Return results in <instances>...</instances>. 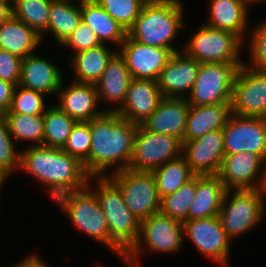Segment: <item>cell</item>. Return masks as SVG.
Segmentation results:
<instances>
[{"instance_id":"1","label":"cell","mask_w":266,"mask_h":267,"mask_svg":"<svg viewBox=\"0 0 266 267\" xmlns=\"http://www.w3.org/2000/svg\"><path fill=\"white\" fill-rule=\"evenodd\" d=\"M138 125L121 117L115 111H106L90 121L91 148L83 164L90 177H105L108 168L114 172L129 169L134 138ZM118 164V165H117Z\"/></svg>"},{"instance_id":"2","label":"cell","mask_w":266,"mask_h":267,"mask_svg":"<svg viewBox=\"0 0 266 267\" xmlns=\"http://www.w3.org/2000/svg\"><path fill=\"white\" fill-rule=\"evenodd\" d=\"M46 184L52 198L87 187L90 176L76 157L61 148L35 145L21 151L20 169Z\"/></svg>"},{"instance_id":"3","label":"cell","mask_w":266,"mask_h":267,"mask_svg":"<svg viewBox=\"0 0 266 267\" xmlns=\"http://www.w3.org/2000/svg\"><path fill=\"white\" fill-rule=\"evenodd\" d=\"M183 4L180 0L146 2L127 35L139 43L163 47L177 52L171 46L183 25Z\"/></svg>"},{"instance_id":"4","label":"cell","mask_w":266,"mask_h":267,"mask_svg":"<svg viewBox=\"0 0 266 267\" xmlns=\"http://www.w3.org/2000/svg\"><path fill=\"white\" fill-rule=\"evenodd\" d=\"M88 185L80 191L68 192L55 199L58 205L68 214L74 227L92 237L95 241L112 249L124 259L126 252L111 238L107 219L101 209L97 196ZM90 185V186H89Z\"/></svg>"},{"instance_id":"5","label":"cell","mask_w":266,"mask_h":267,"mask_svg":"<svg viewBox=\"0 0 266 267\" xmlns=\"http://www.w3.org/2000/svg\"><path fill=\"white\" fill-rule=\"evenodd\" d=\"M92 178L97 180L92 192L107 219L110 236L127 253L139 238L141 220L126 206L119 188L107 176Z\"/></svg>"},{"instance_id":"6","label":"cell","mask_w":266,"mask_h":267,"mask_svg":"<svg viewBox=\"0 0 266 267\" xmlns=\"http://www.w3.org/2000/svg\"><path fill=\"white\" fill-rule=\"evenodd\" d=\"M183 233V222L161 212L153 214L141 220L139 238L123 260L130 267H139L138 262L142 256L140 254L143 245L153 252L174 253L180 250L183 245Z\"/></svg>"},{"instance_id":"7","label":"cell","mask_w":266,"mask_h":267,"mask_svg":"<svg viewBox=\"0 0 266 267\" xmlns=\"http://www.w3.org/2000/svg\"><path fill=\"white\" fill-rule=\"evenodd\" d=\"M264 195L261 189L226 190L218 217L231 240L248 232L263 219Z\"/></svg>"},{"instance_id":"8","label":"cell","mask_w":266,"mask_h":267,"mask_svg":"<svg viewBox=\"0 0 266 267\" xmlns=\"http://www.w3.org/2000/svg\"><path fill=\"white\" fill-rule=\"evenodd\" d=\"M107 177L119 188L126 206L139 220L160 212L161 198L153 172L124 169Z\"/></svg>"},{"instance_id":"9","label":"cell","mask_w":266,"mask_h":267,"mask_svg":"<svg viewBox=\"0 0 266 267\" xmlns=\"http://www.w3.org/2000/svg\"><path fill=\"white\" fill-rule=\"evenodd\" d=\"M243 63H202L191 92L189 105L231 104L234 79Z\"/></svg>"},{"instance_id":"10","label":"cell","mask_w":266,"mask_h":267,"mask_svg":"<svg viewBox=\"0 0 266 267\" xmlns=\"http://www.w3.org/2000/svg\"><path fill=\"white\" fill-rule=\"evenodd\" d=\"M242 41L232 32L202 24L189 38L185 53L202 63H244L239 59Z\"/></svg>"},{"instance_id":"11","label":"cell","mask_w":266,"mask_h":267,"mask_svg":"<svg viewBox=\"0 0 266 267\" xmlns=\"http://www.w3.org/2000/svg\"><path fill=\"white\" fill-rule=\"evenodd\" d=\"M182 155V141L177 137L146 130L138 125L129 169L153 172L164 163Z\"/></svg>"},{"instance_id":"12","label":"cell","mask_w":266,"mask_h":267,"mask_svg":"<svg viewBox=\"0 0 266 267\" xmlns=\"http://www.w3.org/2000/svg\"><path fill=\"white\" fill-rule=\"evenodd\" d=\"M246 64L244 61L234 79L232 113L266 118V70H254Z\"/></svg>"},{"instance_id":"13","label":"cell","mask_w":266,"mask_h":267,"mask_svg":"<svg viewBox=\"0 0 266 267\" xmlns=\"http://www.w3.org/2000/svg\"><path fill=\"white\" fill-rule=\"evenodd\" d=\"M224 153H255L266 159V118L231 114L223 128Z\"/></svg>"},{"instance_id":"14","label":"cell","mask_w":266,"mask_h":267,"mask_svg":"<svg viewBox=\"0 0 266 267\" xmlns=\"http://www.w3.org/2000/svg\"><path fill=\"white\" fill-rule=\"evenodd\" d=\"M184 235L189 237L199 253L223 267L228 264L231 239L222 228L218 216L184 221Z\"/></svg>"},{"instance_id":"15","label":"cell","mask_w":266,"mask_h":267,"mask_svg":"<svg viewBox=\"0 0 266 267\" xmlns=\"http://www.w3.org/2000/svg\"><path fill=\"white\" fill-rule=\"evenodd\" d=\"M264 164L265 160L255 153L225 154L217 176L226 190L260 189Z\"/></svg>"},{"instance_id":"16","label":"cell","mask_w":266,"mask_h":267,"mask_svg":"<svg viewBox=\"0 0 266 267\" xmlns=\"http://www.w3.org/2000/svg\"><path fill=\"white\" fill-rule=\"evenodd\" d=\"M182 156L194 175H217L225 156L223 129L182 142Z\"/></svg>"},{"instance_id":"17","label":"cell","mask_w":266,"mask_h":267,"mask_svg":"<svg viewBox=\"0 0 266 267\" xmlns=\"http://www.w3.org/2000/svg\"><path fill=\"white\" fill-rule=\"evenodd\" d=\"M119 48L133 78L155 81L174 53L172 49L143 45L128 35Z\"/></svg>"},{"instance_id":"18","label":"cell","mask_w":266,"mask_h":267,"mask_svg":"<svg viewBox=\"0 0 266 267\" xmlns=\"http://www.w3.org/2000/svg\"><path fill=\"white\" fill-rule=\"evenodd\" d=\"M162 98L157 81L133 78L123 104L107 111H115L126 120L141 125L157 109Z\"/></svg>"},{"instance_id":"19","label":"cell","mask_w":266,"mask_h":267,"mask_svg":"<svg viewBox=\"0 0 266 267\" xmlns=\"http://www.w3.org/2000/svg\"><path fill=\"white\" fill-rule=\"evenodd\" d=\"M199 68L200 63L184 51L174 52L157 79L163 97L186 98L196 82Z\"/></svg>"},{"instance_id":"20","label":"cell","mask_w":266,"mask_h":267,"mask_svg":"<svg viewBox=\"0 0 266 267\" xmlns=\"http://www.w3.org/2000/svg\"><path fill=\"white\" fill-rule=\"evenodd\" d=\"M189 107L186 98L163 97L157 109L141 125L150 132L177 137L184 142Z\"/></svg>"},{"instance_id":"21","label":"cell","mask_w":266,"mask_h":267,"mask_svg":"<svg viewBox=\"0 0 266 267\" xmlns=\"http://www.w3.org/2000/svg\"><path fill=\"white\" fill-rule=\"evenodd\" d=\"M59 107L76 122H89L102 116L107 110L96 111L99 103L95 84L72 81L68 87L61 86L57 92Z\"/></svg>"},{"instance_id":"22","label":"cell","mask_w":266,"mask_h":267,"mask_svg":"<svg viewBox=\"0 0 266 267\" xmlns=\"http://www.w3.org/2000/svg\"><path fill=\"white\" fill-rule=\"evenodd\" d=\"M62 81L61 71L49 60L35 54L22 58L20 86L49 95L57 94Z\"/></svg>"},{"instance_id":"23","label":"cell","mask_w":266,"mask_h":267,"mask_svg":"<svg viewBox=\"0 0 266 267\" xmlns=\"http://www.w3.org/2000/svg\"><path fill=\"white\" fill-rule=\"evenodd\" d=\"M209 22L205 25L234 33L242 41L248 25V7L253 0H210Z\"/></svg>"},{"instance_id":"24","label":"cell","mask_w":266,"mask_h":267,"mask_svg":"<svg viewBox=\"0 0 266 267\" xmlns=\"http://www.w3.org/2000/svg\"><path fill=\"white\" fill-rule=\"evenodd\" d=\"M132 75L119 50L109 60L101 78L95 83L98 99L122 105L125 101Z\"/></svg>"},{"instance_id":"25","label":"cell","mask_w":266,"mask_h":267,"mask_svg":"<svg viewBox=\"0 0 266 267\" xmlns=\"http://www.w3.org/2000/svg\"><path fill=\"white\" fill-rule=\"evenodd\" d=\"M225 192V185L217 175L196 176V193L187 221L218 216Z\"/></svg>"},{"instance_id":"26","label":"cell","mask_w":266,"mask_h":267,"mask_svg":"<svg viewBox=\"0 0 266 267\" xmlns=\"http://www.w3.org/2000/svg\"><path fill=\"white\" fill-rule=\"evenodd\" d=\"M231 114V104L190 105L185 141L197 139L210 131L223 129Z\"/></svg>"},{"instance_id":"27","label":"cell","mask_w":266,"mask_h":267,"mask_svg":"<svg viewBox=\"0 0 266 267\" xmlns=\"http://www.w3.org/2000/svg\"><path fill=\"white\" fill-rule=\"evenodd\" d=\"M82 21L89 25L101 44L111 41L121 46L127 31L94 0H80Z\"/></svg>"},{"instance_id":"28","label":"cell","mask_w":266,"mask_h":267,"mask_svg":"<svg viewBox=\"0 0 266 267\" xmlns=\"http://www.w3.org/2000/svg\"><path fill=\"white\" fill-rule=\"evenodd\" d=\"M40 43L41 35L13 16L0 26V49L21 58L34 54Z\"/></svg>"},{"instance_id":"29","label":"cell","mask_w":266,"mask_h":267,"mask_svg":"<svg viewBox=\"0 0 266 267\" xmlns=\"http://www.w3.org/2000/svg\"><path fill=\"white\" fill-rule=\"evenodd\" d=\"M117 51L109 50L106 44L75 53L71 66L76 82L95 84L105 71L109 60Z\"/></svg>"},{"instance_id":"30","label":"cell","mask_w":266,"mask_h":267,"mask_svg":"<svg viewBox=\"0 0 266 267\" xmlns=\"http://www.w3.org/2000/svg\"><path fill=\"white\" fill-rule=\"evenodd\" d=\"M73 0H52L46 33H52L61 45L78 28L82 21L81 5Z\"/></svg>"},{"instance_id":"31","label":"cell","mask_w":266,"mask_h":267,"mask_svg":"<svg viewBox=\"0 0 266 267\" xmlns=\"http://www.w3.org/2000/svg\"><path fill=\"white\" fill-rule=\"evenodd\" d=\"M153 173L160 198L174 193L195 176L182 155L164 163Z\"/></svg>"},{"instance_id":"32","label":"cell","mask_w":266,"mask_h":267,"mask_svg":"<svg viewBox=\"0 0 266 267\" xmlns=\"http://www.w3.org/2000/svg\"><path fill=\"white\" fill-rule=\"evenodd\" d=\"M43 118L44 146L62 149L77 122L56 105H50Z\"/></svg>"},{"instance_id":"33","label":"cell","mask_w":266,"mask_h":267,"mask_svg":"<svg viewBox=\"0 0 266 267\" xmlns=\"http://www.w3.org/2000/svg\"><path fill=\"white\" fill-rule=\"evenodd\" d=\"M52 0H13V17L32 27L39 35L47 30Z\"/></svg>"},{"instance_id":"34","label":"cell","mask_w":266,"mask_h":267,"mask_svg":"<svg viewBox=\"0 0 266 267\" xmlns=\"http://www.w3.org/2000/svg\"><path fill=\"white\" fill-rule=\"evenodd\" d=\"M10 134L16 141H34L37 145H44V118L41 115H26L19 113H5Z\"/></svg>"},{"instance_id":"35","label":"cell","mask_w":266,"mask_h":267,"mask_svg":"<svg viewBox=\"0 0 266 267\" xmlns=\"http://www.w3.org/2000/svg\"><path fill=\"white\" fill-rule=\"evenodd\" d=\"M196 193V175L174 193L161 198V210L164 215L187 221L188 211Z\"/></svg>"},{"instance_id":"36","label":"cell","mask_w":266,"mask_h":267,"mask_svg":"<svg viewBox=\"0 0 266 267\" xmlns=\"http://www.w3.org/2000/svg\"><path fill=\"white\" fill-rule=\"evenodd\" d=\"M128 31L140 15L144 0H94Z\"/></svg>"},{"instance_id":"37","label":"cell","mask_w":266,"mask_h":267,"mask_svg":"<svg viewBox=\"0 0 266 267\" xmlns=\"http://www.w3.org/2000/svg\"><path fill=\"white\" fill-rule=\"evenodd\" d=\"M43 96L45 95L41 92L17 85L11 107L6 113H19L32 116L44 114L48 108L45 106V98Z\"/></svg>"},{"instance_id":"38","label":"cell","mask_w":266,"mask_h":267,"mask_svg":"<svg viewBox=\"0 0 266 267\" xmlns=\"http://www.w3.org/2000/svg\"><path fill=\"white\" fill-rule=\"evenodd\" d=\"M91 142L90 121L77 122L72 128L62 150L72 157H76L84 164L89 158Z\"/></svg>"},{"instance_id":"39","label":"cell","mask_w":266,"mask_h":267,"mask_svg":"<svg viewBox=\"0 0 266 267\" xmlns=\"http://www.w3.org/2000/svg\"><path fill=\"white\" fill-rule=\"evenodd\" d=\"M9 131L7 119L0 115V170L8 177L20 169L21 152L16 151V144Z\"/></svg>"},{"instance_id":"40","label":"cell","mask_w":266,"mask_h":267,"mask_svg":"<svg viewBox=\"0 0 266 267\" xmlns=\"http://www.w3.org/2000/svg\"><path fill=\"white\" fill-rule=\"evenodd\" d=\"M252 28L249 35L251 62L246 66L254 70H266V21Z\"/></svg>"},{"instance_id":"41","label":"cell","mask_w":266,"mask_h":267,"mask_svg":"<svg viewBox=\"0 0 266 267\" xmlns=\"http://www.w3.org/2000/svg\"><path fill=\"white\" fill-rule=\"evenodd\" d=\"M97 35L92 28L85 22L81 21L78 28L64 41L61 46L74 49V54L90 48L100 46Z\"/></svg>"},{"instance_id":"42","label":"cell","mask_w":266,"mask_h":267,"mask_svg":"<svg viewBox=\"0 0 266 267\" xmlns=\"http://www.w3.org/2000/svg\"><path fill=\"white\" fill-rule=\"evenodd\" d=\"M22 58L0 49V79L19 85Z\"/></svg>"},{"instance_id":"43","label":"cell","mask_w":266,"mask_h":267,"mask_svg":"<svg viewBox=\"0 0 266 267\" xmlns=\"http://www.w3.org/2000/svg\"><path fill=\"white\" fill-rule=\"evenodd\" d=\"M17 85L0 79V115H4L11 107Z\"/></svg>"},{"instance_id":"44","label":"cell","mask_w":266,"mask_h":267,"mask_svg":"<svg viewBox=\"0 0 266 267\" xmlns=\"http://www.w3.org/2000/svg\"><path fill=\"white\" fill-rule=\"evenodd\" d=\"M11 0H0V26L13 16Z\"/></svg>"},{"instance_id":"45","label":"cell","mask_w":266,"mask_h":267,"mask_svg":"<svg viewBox=\"0 0 266 267\" xmlns=\"http://www.w3.org/2000/svg\"><path fill=\"white\" fill-rule=\"evenodd\" d=\"M14 267H49L44 263L40 257L36 255H29L25 257L19 264H16Z\"/></svg>"},{"instance_id":"46","label":"cell","mask_w":266,"mask_h":267,"mask_svg":"<svg viewBox=\"0 0 266 267\" xmlns=\"http://www.w3.org/2000/svg\"><path fill=\"white\" fill-rule=\"evenodd\" d=\"M260 189L263 193H266V159H265V167H264V177H263V181H262V185Z\"/></svg>"},{"instance_id":"47","label":"cell","mask_w":266,"mask_h":267,"mask_svg":"<svg viewBox=\"0 0 266 267\" xmlns=\"http://www.w3.org/2000/svg\"><path fill=\"white\" fill-rule=\"evenodd\" d=\"M7 176L0 170V189L1 186L4 184V182L6 181Z\"/></svg>"},{"instance_id":"48","label":"cell","mask_w":266,"mask_h":267,"mask_svg":"<svg viewBox=\"0 0 266 267\" xmlns=\"http://www.w3.org/2000/svg\"><path fill=\"white\" fill-rule=\"evenodd\" d=\"M146 2H154V1H157V0H144Z\"/></svg>"},{"instance_id":"49","label":"cell","mask_w":266,"mask_h":267,"mask_svg":"<svg viewBox=\"0 0 266 267\" xmlns=\"http://www.w3.org/2000/svg\"><path fill=\"white\" fill-rule=\"evenodd\" d=\"M260 1H262V0H253V3L260 2ZM263 1H265V0H263Z\"/></svg>"}]
</instances>
